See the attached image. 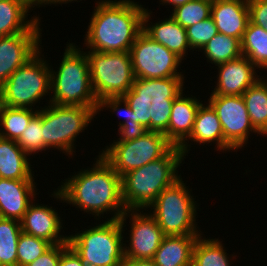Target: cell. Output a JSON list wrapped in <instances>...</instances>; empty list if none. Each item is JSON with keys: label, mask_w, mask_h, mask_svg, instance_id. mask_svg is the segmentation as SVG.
Segmentation results:
<instances>
[{"label": "cell", "mask_w": 267, "mask_h": 266, "mask_svg": "<svg viewBox=\"0 0 267 266\" xmlns=\"http://www.w3.org/2000/svg\"><path fill=\"white\" fill-rule=\"evenodd\" d=\"M36 199L29 204L23 219L20 221L22 232L42 238L52 245L68 244V235L63 234L65 227L62 224L61 215L52 205L37 203Z\"/></svg>", "instance_id": "cell-15"}, {"label": "cell", "mask_w": 267, "mask_h": 266, "mask_svg": "<svg viewBox=\"0 0 267 266\" xmlns=\"http://www.w3.org/2000/svg\"><path fill=\"white\" fill-rule=\"evenodd\" d=\"M241 51L259 71L267 72V31L250 20L241 40Z\"/></svg>", "instance_id": "cell-28"}, {"label": "cell", "mask_w": 267, "mask_h": 266, "mask_svg": "<svg viewBox=\"0 0 267 266\" xmlns=\"http://www.w3.org/2000/svg\"><path fill=\"white\" fill-rule=\"evenodd\" d=\"M185 157L174 146L165 156L121 176V195L126 210H146L157 196L179 178Z\"/></svg>", "instance_id": "cell-4"}, {"label": "cell", "mask_w": 267, "mask_h": 266, "mask_svg": "<svg viewBox=\"0 0 267 266\" xmlns=\"http://www.w3.org/2000/svg\"><path fill=\"white\" fill-rule=\"evenodd\" d=\"M92 167L80 169L60 182V186L51 192V197L72 205L79 210L92 214L96 221L110 213L106 220L119 219L126 208L121 195V177L112 166L98 154Z\"/></svg>", "instance_id": "cell-1"}, {"label": "cell", "mask_w": 267, "mask_h": 266, "mask_svg": "<svg viewBox=\"0 0 267 266\" xmlns=\"http://www.w3.org/2000/svg\"><path fill=\"white\" fill-rule=\"evenodd\" d=\"M200 51L215 67L242 56L241 41L219 32Z\"/></svg>", "instance_id": "cell-29"}, {"label": "cell", "mask_w": 267, "mask_h": 266, "mask_svg": "<svg viewBox=\"0 0 267 266\" xmlns=\"http://www.w3.org/2000/svg\"><path fill=\"white\" fill-rule=\"evenodd\" d=\"M91 86L98 101L125 95L134 82L130 52L85 51Z\"/></svg>", "instance_id": "cell-11"}, {"label": "cell", "mask_w": 267, "mask_h": 266, "mask_svg": "<svg viewBox=\"0 0 267 266\" xmlns=\"http://www.w3.org/2000/svg\"><path fill=\"white\" fill-rule=\"evenodd\" d=\"M21 232L20 221L0 217L1 266H17V246Z\"/></svg>", "instance_id": "cell-30"}, {"label": "cell", "mask_w": 267, "mask_h": 266, "mask_svg": "<svg viewBox=\"0 0 267 266\" xmlns=\"http://www.w3.org/2000/svg\"><path fill=\"white\" fill-rule=\"evenodd\" d=\"M126 219L100 220L89 229L68 235L69 246L87 266H121L124 260ZM77 232V233H76Z\"/></svg>", "instance_id": "cell-6"}, {"label": "cell", "mask_w": 267, "mask_h": 266, "mask_svg": "<svg viewBox=\"0 0 267 266\" xmlns=\"http://www.w3.org/2000/svg\"><path fill=\"white\" fill-rule=\"evenodd\" d=\"M39 50L4 83L5 105L39 111L41 101L51 95L50 63ZM39 103L37 106L36 104ZM36 106V107H35ZM37 108V109H36Z\"/></svg>", "instance_id": "cell-10"}, {"label": "cell", "mask_w": 267, "mask_h": 266, "mask_svg": "<svg viewBox=\"0 0 267 266\" xmlns=\"http://www.w3.org/2000/svg\"><path fill=\"white\" fill-rule=\"evenodd\" d=\"M52 244L42 238L21 232L17 246V266H26L36 260Z\"/></svg>", "instance_id": "cell-35"}, {"label": "cell", "mask_w": 267, "mask_h": 266, "mask_svg": "<svg viewBox=\"0 0 267 266\" xmlns=\"http://www.w3.org/2000/svg\"><path fill=\"white\" fill-rule=\"evenodd\" d=\"M69 246V244L52 245L41 256L26 266H58L61 253Z\"/></svg>", "instance_id": "cell-37"}, {"label": "cell", "mask_w": 267, "mask_h": 266, "mask_svg": "<svg viewBox=\"0 0 267 266\" xmlns=\"http://www.w3.org/2000/svg\"><path fill=\"white\" fill-rule=\"evenodd\" d=\"M29 157V158H28ZM30 156L17 141L0 137V178L13 180H34ZM34 176V177H33Z\"/></svg>", "instance_id": "cell-24"}, {"label": "cell", "mask_w": 267, "mask_h": 266, "mask_svg": "<svg viewBox=\"0 0 267 266\" xmlns=\"http://www.w3.org/2000/svg\"><path fill=\"white\" fill-rule=\"evenodd\" d=\"M31 10V11H30ZM32 9L24 0L0 1V36L19 33H42L41 18L28 16Z\"/></svg>", "instance_id": "cell-23"}, {"label": "cell", "mask_w": 267, "mask_h": 266, "mask_svg": "<svg viewBox=\"0 0 267 266\" xmlns=\"http://www.w3.org/2000/svg\"><path fill=\"white\" fill-rule=\"evenodd\" d=\"M184 92L186 91L181 92L173 101L168 129L164 133L177 147L190 136L198 109L203 102L190 94L187 97Z\"/></svg>", "instance_id": "cell-22"}, {"label": "cell", "mask_w": 267, "mask_h": 266, "mask_svg": "<svg viewBox=\"0 0 267 266\" xmlns=\"http://www.w3.org/2000/svg\"><path fill=\"white\" fill-rule=\"evenodd\" d=\"M211 17L219 33L241 41L249 22L248 0L212 1Z\"/></svg>", "instance_id": "cell-21"}, {"label": "cell", "mask_w": 267, "mask_h": 266, "mask_svg": "<svg viewBox=\"0 0 267 266\" xmlns=\"http://www.w3.org/2000/svg\"><path fill=\"white\" fill-rule=\"evenodd\" d=\"M17 144L30 157L48 151L49 149L43 144V130H42V108L31 119L26 130L23 132Z\"/></svg>", "instance_id": "cell-34"}, {"label": "cell", "mask_w": 267, "mask_h": 266, "mask_svg": "<svg viewBox=\"0 0 267 266\" xmlns=\"http://www.w3.org/2000/svg\"><path fill=\"white\" fill-rule=\"evenodd\" d=\"M121 266H156L152 260H136L124 258Z\"/></svg>", "instance_id": "cell-40"}, {"label": "cell", "mask_w": 267, "mask_h": 266, "mask_svg": "<svg viewBox=\"0 0 267 266\" xmlns=\"http://www.w3.org/2000/svg\"><path fill=\"white\" fill-rule=\"evenodd\" d=\"M198 236L192 251V266H231L232 261L239 257L227 253L225 244L219 238Z\"/></svg>", "instance_id": "cell-27"}, {"label": "cell", "mask_w": 267, "mask_h": 266, "mask_svg": "<svg viewBox=\"0 0 267 266\" xmlns=\"http://www.w3.org/2000/svg\"><path fill=\"white\" fill-rule=\"evenodd\" d=\"M249 20L267 31V0H248Z\"/></svg>", "instance_id": "cell-38"}, {"label": "cell", "mask_w": 267, "mask_h": 266, "mask_svg": "<svg viewBox=\"0 0 267 266\" xmlns=\"http://www.w3.org/2000/svg\"><path fill=\"white\" fill-rule=\"evenodd\" d=\"M184 78H135L132 88L122 96L134 113V121L144 130L165 133L173 101L185 90Z\"/></svg>", "instance_id": "cell-3"}, {"label": "cell", "mask_w": 267, "mask_h": 266, "mask_svg": "<svg viewBox=\"0 0 267 266\" xmlns=\"http://www.w3.org/2000/svg\"><path fill=\"white\" fill-rule=\"evenodd\" d=\"M207 102L215 110L221 123L225 154L226 151L232 153V151L237 152L245 148L252 133L260 135L252 126L242 96L210 94Z\"/></svg>", "instance_id": "cell-13"}, {"label": "cell", "mask_w": 267, "mask_h": 266, "mask_svg": "<svg viewBox=\"0 0 267 266\" xmlns=\"http://www.w3.org/2000/svg\"><path fill=\"white\" fill-rule=\"evenodd\" d=\"M145 211V213L143 212ZM146 210H126L119 219H128L129 237H125L124 258L152 260L159 248L164 234L157 221ZM126 238L128 240H126Z\"/></svg>", "instance_id": "cell-14"}, {"label": "cell", "mask_w": 267, "mask_h": 266, "mask_svg": "<svg viewBox=\"0 0 267 266\" xmlns=\"http://www.w3.org/2000/svg\"><path fill=\"white\" fill-rule=\"evenodd\" d=\"M182 177L165 188L146 209L165 236L201 235L197 223L199 203ZM190 190V191H189Z\"/></svg>", "instance_id": "cell-7"}, {"label": "cell", "mask_w": 267, "mask_h": 266, "mask_svg": "<svg viewBox=\"0 0 267 266\" xmlns=\"http://www.w3.org/2000/svg\"><path fill=\"white\" fill-rule=\"evenodd\" d=\"M189 140L199 146L214 143L215 151L224 153L223 129L215 110L208 102L201 103L190 136L179 146L185 158L190 153V147H193Z\"/></svg>", "instance_id": "cell-20"}, {"label": "cell", "mask_w": 267, "mask_h": 266, "mask_svg": "<svg viewBox=\"0 0 267 266\" xmlns=\"http://www.w3.org/2000/svg\"><path fill=\"white\" fill-rule=\"evenodd\" d=\"M42 33H19L0 36V83L42 48Z\"/></svg>", "instance_id": "cell-16"}, {"label": "cell", "mask_w": 267, "mask_h": 266, "mask_svg": "<svg viewBox=\"0 0 267 266\" xmlns=\"http://www.w3.org/2000/svg\"><path fill=\"white\" fill-rule=\"evenodd\" d=\"M38 113L29 108L5 107L0 125V137L18 141L31 119Z\"/></svg>", "instance_id": "cell-31"}, {"label": "cell", "mask_w": 267, "mask_h": 266, "mask_svg": "<svg viewBox=\"0 0 267 266\" xmlns=\"http://www.w3.org/2000/svg\"><path fill=\"white\" fill-rule=\"evenodd\" d=\"M211 0H192L172 10L171 17L185 29L211 16Z\"/></svg>", "instance_id": "cell-33"}, {"label": "cell", "mask_w": 267, "mask_h": 266, "mask_svg": "<svg viewBox=\"0 0 267 266\" xmlns=\"http://www.w3.org/2000/svg\"><path fill=\"white\" fill-rule=\"evenodd\" d=\"M262 75L243 94L246 109L254 129L267 136V76ZM266 78V79H265Z\"/></svg>", "instance_id": "cell-26"}, {"label": "cell", "mask_w": 267, "mask_h": 266, "mask_svg": "<svg viewBox=\"0 0 267 266\" xmlns=\"http://www.w3.org/2000/svg\"><path fill=\"white\" fill-rule=\"evenodd\" d=\"M73 1V2H72ZM80 2V1H82V0H80V1H78V0H51L48 4H47V6H52V5H55V6H57L58 4L59 5H61L62 6V4H68V3H75V2ZM85 1V0H84Z\"/></svg>", "instance_id": "cell-43"}, {"label": "cell", "mask_w": 267, "mask_h": 266, "mask_svg": "<svg viewBox=\"0 0 267 266\" xmlns=\"http://www.w3.org/2000/svg\"><path fill=\"white\" fill-rule=\"evenodd\" d=\"M58 266H87L77 253L68 246L60 256V261Z\"/></svg>", "instance_id": "cell-39"}, {"label": "cell", "mask_w": 267, "mask_h": 266, "mask_svg": "<svg viewBox=\"0 0 267 266\" xmlns=\"http://www.w3.org/2000/svg\"><path fill=\"white\" fill-rule=\"evenodd\" d=\"M103 109H110L109 111L111 114L117 113V116L120 118L123 116V121H119L118 124V137L144 131V129L134 121V113L122 96L106 97L98 101L96 114L99 115L100 111H103Z\"/></svg>", "instance_id": "cell-32"}, {"label": "cell", "mask_w": 267, "mask_h": 266, "mask_svg": "<svg viewBox=\"0 0 267 266\" xmlns=\"http://www.w3.org/2000/svg\"><path fill=\"white\" fill-rule=\"evenodd\" d=\"M69 41L56 70L50 65L51 95L45 102L85 106L97 111L98 100L91 86L89 62L83 47Z\"/></svg>", "instance_id": "cell-5"}, {"label": "cell", "mask_w": 267, "mask_h": 266, "mask_svg": "<svg viewBox=\"0 0 267 266\" xmlns=\"http://www.w3.org/2000/svg\"><path fill=\"white\" fill-rule=\"evenodd\" d=\"M147 9L143 14V32L153 41L162 44L183 60H186L188 51L192 50L188 42L186 29L178 24L171 15H169V18H163V20L155 21V23L150 21L153 20V16H151L153 11Z\"/></svg>", "instance_id": "cell-19"}, {"label": "cell", "mask_w": 267, "mask_h": 266, "mask_svg": "<svg viewBox=\"0 0 267 266\" xmlns=\"http://www.w3.org/2000/svg\"><path fill=\"white\" fill-rule=\"evenodd\" d=\"M187 38L192 51H200L217 33L213 18L198 22L186 28Z\"/></svg>", "instance_id": "cell-36"}, {"label": "cell", "mask_w": 267, "mask_h": 266, "mask_svg": "<svg viewBox=\"0 0 267 266\" xmlns=\"http://www.w3.org/2000/svg\"><path fill=\"white\" fill-rule=\"evenodd\" d=\"M37 185L35 180L0 178V217L21 221L39 194Z\"/></svg>", "instance_id": "cell-18"}, {"label": "cell", "mask_w": 267, "mask_h": 266, "mask_svg": "<svg viewBox=\"0 0 267 266\" xmlns=\"http://www.w3.org/2000/svg\"><path fill=\"white\" fill-rule=\"evenodd\" d=\"M192 0H159V4L162 6H169L170 8L175 9L178 6L184 5L187 2H190ZM173 6V7H172Z\"/></svg>", "instance_id": "cell-41"}, {"label": "cell", "mask_w": 267, "mask_h": 266, "mask_svg": "<svg viewBox=\"0 0 267 266\" xmlns=\"http://www.w3.org/2000/svg\"><path fill=\"white\" fill-rule=\"evenodd\" d=\"M5 105V96H4V87L3 84L0 83V125H1V118L4 111Z\"/></svg>", "instance_id": "cell-42"}, {"label": "cell", "mask_w": 267, "mask_h": 266, "mask_svg": "<svg viewBox=\"0 0 267 266\" xmlns=\"http://www.w3.org/2000/svg\"><path fill=\"white\" fill-rule=\"evenodd\" d=\"M174 145L161 132L147 131L117 137L99 154L121 177L165 156Z\"/></svg>", "instance_id": "cell-8"}, {"label": "cell", "mask_w": 267, "mask_h": 266, "mask_svg": "<svg viewBox=\"0 0 267 266\" xmlns=\"http://www.w3.org/2000/svg\"><path fill=\"white\" fill-rule=\"evenodd\" d=\"M216 68L218 74L216 77L214 75V78L217 81H215V88L210 93L215 95L242 96L250 86L262 77L260 76L262 73L246 56L224 62L214 69Z\"/></svg>", "instance_id": "cell-17"}, {"label": "cell", "mask_w": 267, "mask_h": 266, "mask_svg": "<svg viewBox=\"0 0 267 266\" xmlns=\"http://www.w3.org/2000/svg\"><path fill=\"white\" fill-rule=\"evenodd\" d=\"M96 115L90 107L48 103L42 107L43 144L51 152L59 150L69 159L74 157L78 136L88 129L94 118L97 119Z\"/></svg>", "instance_id": "cell-9"}, {"label": "cell", "mask_w": 267, "mask_h": 266, "mask_svg": "<svg viewBox=\"0 0 267 266\" xmlns=\"http://www.w3.org/2000/svg\"><path fill=\"white\" fill-rule=\"evenodd\" d=\"M130 55L135 78L186 77L180 67L184 60L162 44L153 41L143 31L131 46Z\"/></svg>", "instance_id": "cell-12"}, {"label": "cell", "mask_w": 267, "mask_h": 266, "mask_svg": "<svg viewBox=\"0 0 267 266\" xmlns=\"http://www.w3.org/2000/svg\"><path fill=\"white\" fill-rule=\"evenodd\" d=\"M198 236H164L152 261L156 266H192V251Z\"/></svg>", "instance_id": "cell-25"}, {"label": "cell", "mask_w": 267, "mask_h": 266, "mask_svg": "<svg viewBox=\"0 0 267 266\" xmlns=\"http://www.w3.org/2000/svg\"><path fill=\"white\" fill-rule=\"evenodd\" d=\"M85 31L84 49L98 52H130L143 31L145 5L135 0H98Z\"/></svg>", "instance_id": "cell-2"}]
</instances>
